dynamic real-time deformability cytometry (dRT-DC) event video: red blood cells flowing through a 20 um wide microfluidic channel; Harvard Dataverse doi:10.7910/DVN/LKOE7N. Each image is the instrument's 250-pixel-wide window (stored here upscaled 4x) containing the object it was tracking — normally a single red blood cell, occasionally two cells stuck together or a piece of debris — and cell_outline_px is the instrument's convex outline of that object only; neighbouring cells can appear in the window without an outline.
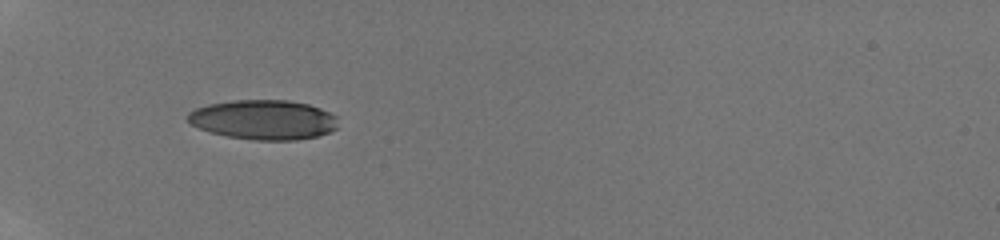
{"species": "human", "species_latin": "Homo sapiens", "temperature_condition": "room temperature", "stored_images_in_passage": 2, "camera_frame_rate_fps": 3000, "um_per_image_px": 0.085, "donor": {"sex": "male"}, "frame": {"image": 1, "passage_image": 1, "time_ms": 0.0, "image_size_px": [1000, 240], "cell_outline_px": [[336, 128], [328, 132], [316, 136], [296, 140], [252, 140], [228, 136], [212, 132], [200, 128], [192, 124], [184, 116], [188, 112], [196, 108], [208, 104], [232, 100], [288, 100], [308, 104], [320, 108], [336, 116]], "centroid_in_image_um": [22.37, 10.17], "position_along_channel_um": 62.6, "area_um2": 34.62}}